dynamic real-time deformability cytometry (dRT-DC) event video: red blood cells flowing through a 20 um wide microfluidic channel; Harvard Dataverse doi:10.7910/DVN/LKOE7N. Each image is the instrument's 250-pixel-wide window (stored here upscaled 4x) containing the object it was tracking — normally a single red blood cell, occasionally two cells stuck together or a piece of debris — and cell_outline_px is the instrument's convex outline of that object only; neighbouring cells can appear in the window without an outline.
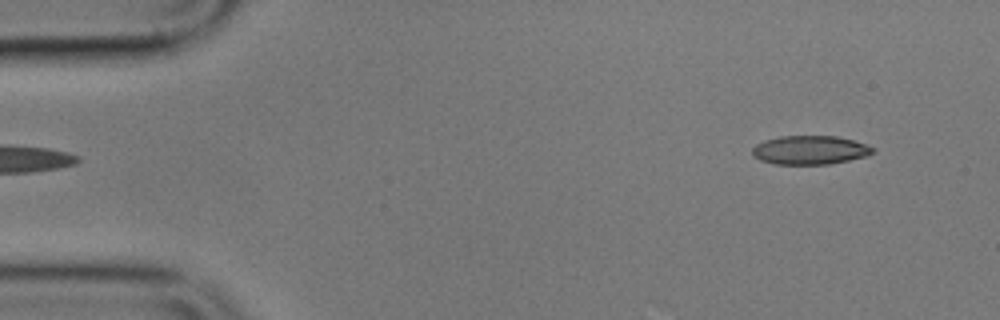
{"species": "common noctule bat (a hibernating species)", "species_latin": "Nyctalus noctula", "temperature_condition": "cold", "stored_images_in_passage": 5, "segment_of_instrument_passage": [2, 2], "camera_frame_rate_fps": 3000, "um_per_image_px": 0.085, "animal": {"sex": "male", "body_mass_g": 17.9}, "frame": {"image": 1, "passage_image": 5, "time_ms": 4.667, "image_size_px": [1000, 320], "cell_outline_px": [[876, 152], [868, 156], [828, 164], [776, 164], [760, 160], [752, 156], [752, 148], [756, 144], [764, 140], [780, 136], [836, 136], [852, 140], [876, 148]], "centroid_in_image_um": [68.85, 12.75], "position_along_channel_um": 16.2, "area_um2": 20.29}}